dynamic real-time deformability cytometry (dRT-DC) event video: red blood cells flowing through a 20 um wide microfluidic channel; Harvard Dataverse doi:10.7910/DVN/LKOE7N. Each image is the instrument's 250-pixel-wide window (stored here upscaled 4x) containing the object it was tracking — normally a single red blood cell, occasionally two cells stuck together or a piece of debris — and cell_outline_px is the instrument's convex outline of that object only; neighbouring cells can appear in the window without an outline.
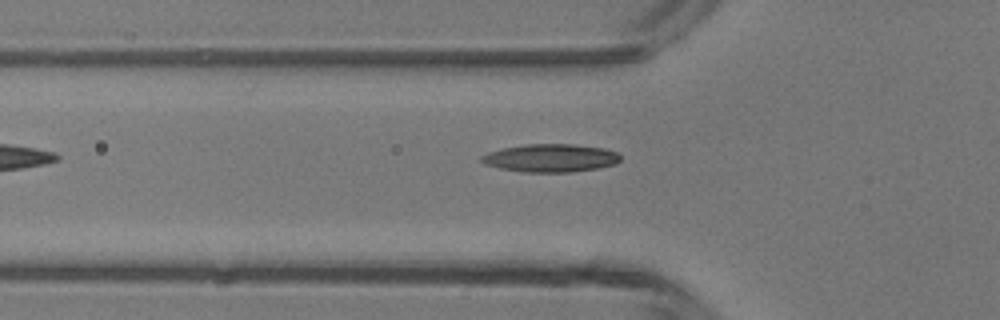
{"species": "common noctule bat (a hibernating species)", "species_latin": "Nyctalus noctula", "temperature_condition": "room temperature", "stored_images_in_passage": 31, "camera_frame_rate_fps": 3000, "um_per_image_px": 0.085, "animal": {"sex": "male", "body_mass_g": 13.3}, "frame": {"image": 1, "passage_image": 2, "time_ms": 0.333, "image_size_px": [1000, 320], "cell_outline_px": [[620, 160], [616, 164], [596, 168], [572, 172], [524, 172], [500, 168], [484, 164], [480, 160], [480, 156], [488, 152], [500, 148], [524, 144], [572, 144], [604, 148], [616, 152], [620, 156]], "centroid_in_image_um": [46.76, 13.42], "position_along_channel_um": 79.0, "area_um2": 22.77}}
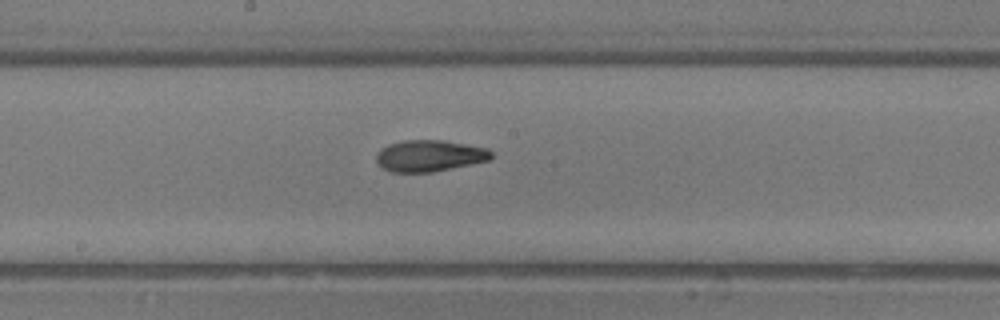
{"frame": {"image": 2, "passage_image": 11, "time_ms": 3.333, "image_size_px": [1000, 320], "cell_outline_px": [[492, 156], [488, 160], [432, 172], [392, 172], [384, 168], [376, 160], [376, 156], [380, 148], [388, 144], [404, 140], [444, 140], [488, 148], [492, 152]], "centroid_in_image_um": [36.49, 13.23], "position_along_channel_um": 211.7, "area_um2": 20.92}}
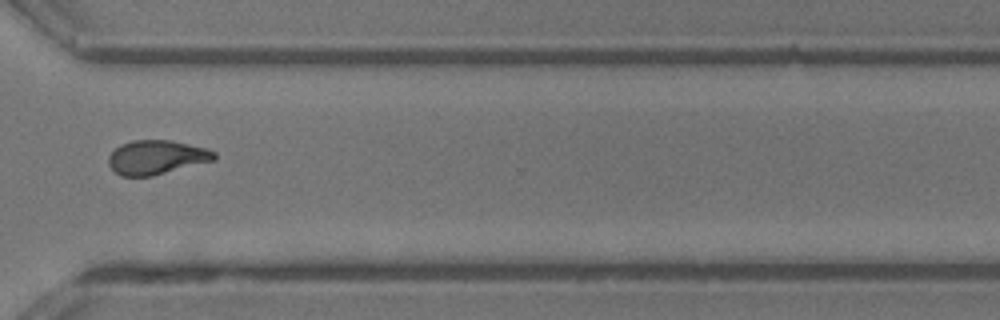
{"frame": {"image": 3, "passage_image": 21, "time_ms": 6.667, "image_size_px": [1000, 320], "cell_outline_px": [[216, 160], [152, 176], [120, 176], [108, 164], [108, 156], [120, 144], [132, 140], [172, 140], [208, 148], [216, 152]], "centroid_in_image_um": [13.33, 13.36], "position_along_channel_um": 357.3, "area_um2": 21.21}, "authors_computed_cell_mechanics": {"area_um2": 20.9236, "velocity_mm_per_s": 4.3802, "shape_relaxation_time_tau1_ms": 4.6373, "shape_relaxation_time_tau2_ms": 2.1715, "deformation_change_tau1": 0.1605, "deformation_change_tau2": 0.0917}}